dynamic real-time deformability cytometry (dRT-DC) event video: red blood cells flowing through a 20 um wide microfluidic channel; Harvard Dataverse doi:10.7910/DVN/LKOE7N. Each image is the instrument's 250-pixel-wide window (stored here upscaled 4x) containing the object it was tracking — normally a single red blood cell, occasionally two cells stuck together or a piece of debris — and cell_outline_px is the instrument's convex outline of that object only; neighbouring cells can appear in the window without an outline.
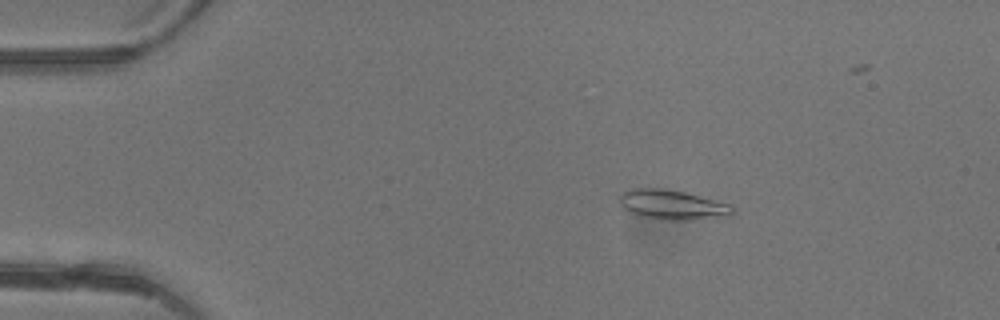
{"species": "common noctule bat (a hibernating species)", "species_latin": "Nyctalus noctula", "temperature_condition": "warm", "stored_images_in_passage": 46, "camera_frame_rate_fps": 3000, "um_per_image_px": 0.085, "animal": {"sex": "female"}, "frame": {"image": 1, "passage_image": 6, "time_ms": 1.667, "image_size_px": [1000, 320], "cell_outline_px": [[736, 212], [732, 216], [684, 220], [664, 220], [640, 216], [628, 212], [620, 204], [620, 196], [624, 192], [632, 188], [660, 188], [684, 192], [728, 204]], "centroid_in_image_um": [57.13, 17.42], "position_along_channel_um": 27.9, "area_um2": 19.42}}
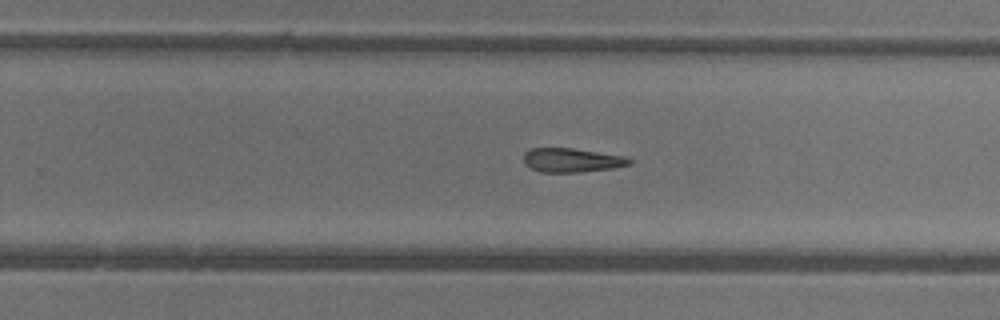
{"frame": {"image": 2, "passage_image": 28, "time_ms": 9.0, "image_size_px": [1000, 320], "cell_outline_px": [[632, 164], [612, 168], [580, 172], [540, 172], [528, 168], [524, 164], [524, 152], [528, 148], [572, 148], [624, 156], [632, 160]], "centroid_in_image_um": [48.55, 13.61], "position_along_channel_um": 281.3, "area_um2": 14.91}}
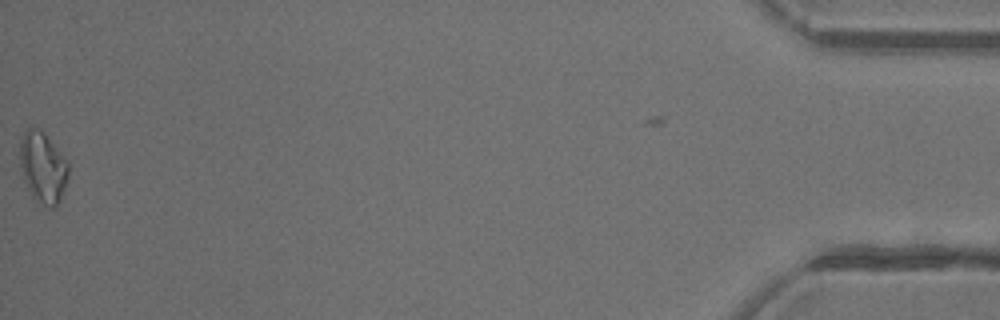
{"frame": {"image": 3, "passage_image": 45, "time_ms": 14.667, "image_size_px": [1000, 320], "cell_outline_px": [[68, 180], [60, 200], [56, 208], [48, 208], [36, 200], [32, 196], [24, 180], [20, 168], [20, 140], [24, 132], [28, 128], [36, 128], [44, 132], [68, 160]], "centroid_in_image_um": [3.66, 14.24], "position_along_channel_um": 431.5, "area_um2": 20.29}, "authors_computed_cell_mechanics": {"area_um2": 16.4152, "velocity_mm_per_s": 4.4132, "shape_relaxation_time_tau1_ms": 10.9223, "shape_relaxation_time_tau2_ms": null, "deformation_change_tau1": 0.2983, "deformation_change_tau2": null}}